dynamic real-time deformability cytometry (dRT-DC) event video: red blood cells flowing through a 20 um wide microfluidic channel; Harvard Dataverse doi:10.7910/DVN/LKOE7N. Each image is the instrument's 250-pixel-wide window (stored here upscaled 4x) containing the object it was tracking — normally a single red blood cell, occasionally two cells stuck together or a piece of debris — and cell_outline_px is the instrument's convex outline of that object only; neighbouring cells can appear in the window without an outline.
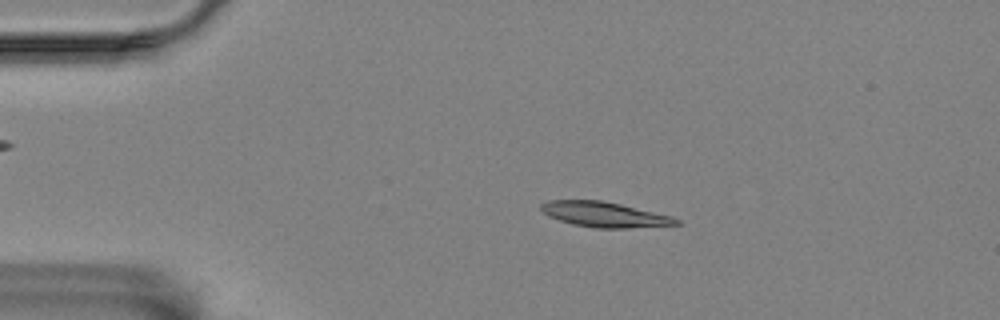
{"species": "Egyptian fruit bat (a non-hibernating species)", "species_latin": "Rousettus aegyptiacus", "temperature_condition": "room temperature", "stored_images_in_passage": 51, "camera_frame_rate_fps": 3000, "um_per_image_px": 0.085, "animal": {"sex": "female"}, "frame": {"image": 1, "passage_image": 5, "time_ms": 1.333, "image_size_px": [1000, 320], "cell_outline_px": [[680, 224], [628, 228], [596, 228], [572, 224], [548, 216], [540, 208], [540, 204], [548, 200], [604, 200], [672, 216], [680, 220]], "centroid_in_image_um": [51.37, 18.22], "position_along_channel_um": 33.6, "area_um2": 19.83}}
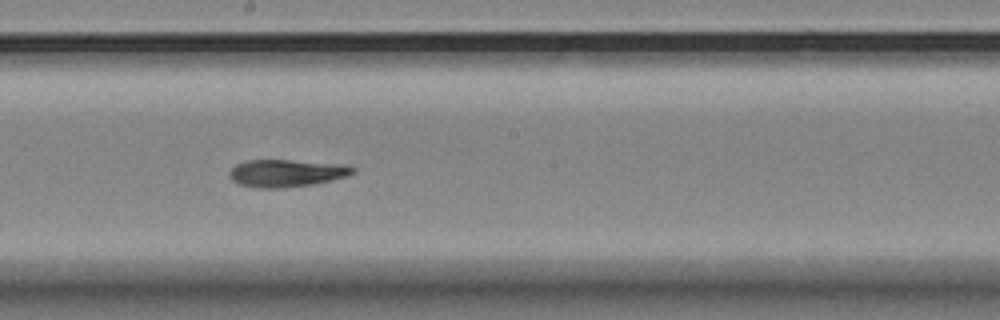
{"frame": {"image": 2, "passage_image": 25, "time_ms": 8.0, "image_size_px": [1000, 320], "cell_outline_px": [[356, 172], [348, 176], [332, 180], [312, 184], [284, 188], [256, 188], [240, 184], [232, 180], [228, 176], [228, 172], [236, 164], [248, 160], [288, 160], [348, 164], [356, 168]], "centroid_in_image_um": [24.38, 14.71], "position_along_channel_um": 223.8, "area_um2": 19.94}}
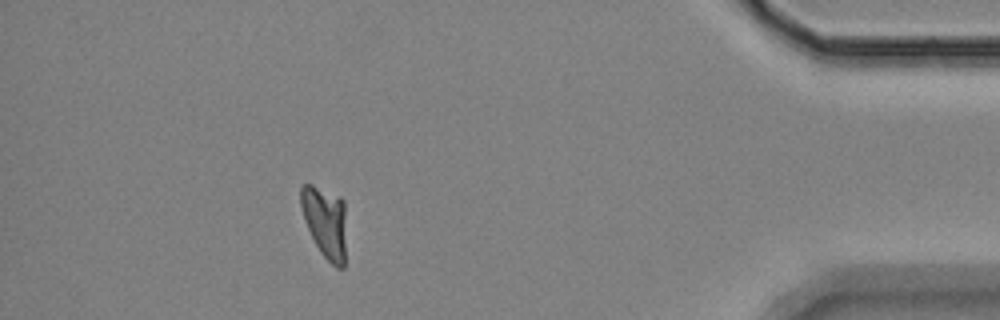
{"frame": {"image": 3, "passage_image": 45, "time_ms": 14.667, "image_size_px": [1000, 320], "cell_outline_px": [[344, 268], [336, 268], [320, 252], [304, 220], [300, 204], [300, 184], [312, 184], [340, 196], [344, 200]], "centroid_in_image_um": [27.61, 18.82], "position_along_channel_um": 407.6, "area_um2": 18.84}, "authors_computed_cell_mechanics": {"area_um2": 19.5942, "velocity_mm_per_s": 3.486, "shape_relaxation_time_tau1_ms": null, "shape_relaxation_time_tau2_ms": 9.6362, "deformation_change_tau1": null, "deformation_change_tau2": 0.1679}}